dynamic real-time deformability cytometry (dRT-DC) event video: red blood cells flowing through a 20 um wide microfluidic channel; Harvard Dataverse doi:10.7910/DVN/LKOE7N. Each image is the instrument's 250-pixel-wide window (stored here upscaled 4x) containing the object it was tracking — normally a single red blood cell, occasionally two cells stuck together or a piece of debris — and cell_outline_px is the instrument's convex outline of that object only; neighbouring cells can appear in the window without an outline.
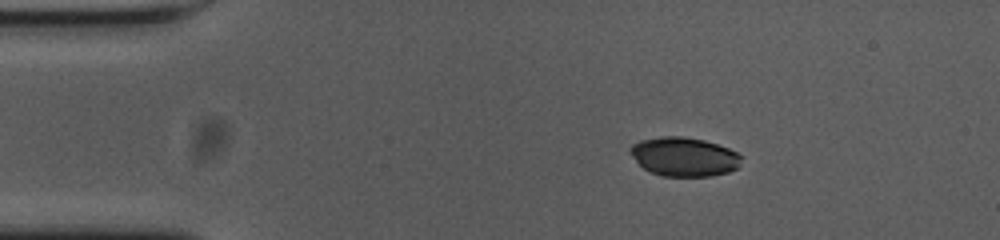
{"species": "common noctule bat (a hibernating species)", "species_latin": "Nyctalus noctula", "temperature_condition": "cold", "stored_images_in_passage": 47, "camera_frame_rate_fps": 3000, "um_per_image_px": 0.085, "animal": {"sex": "female", "body_mass_g": 23.0, "forearm_length_mm": 53.4}, "frame": {"image": 1, "passage_image": 1, "time_ms": 0.0, "image_size_px": [1000, 240], "cell_outline_px": [[740, 164], [736, 168], [728, 172], [712, 176], [664, 176], [652, 172], [644, 168], [632, 156], [628, 148], [632, 144], [640, 140], [664, 136], [684, 136], [704, 140], [728, 148], [736, 152], [740, 156]], "centroid_in_image_um": [58.13, 13.31], "position_along_channel_um": 26.9, "area_um2": 25.09}}
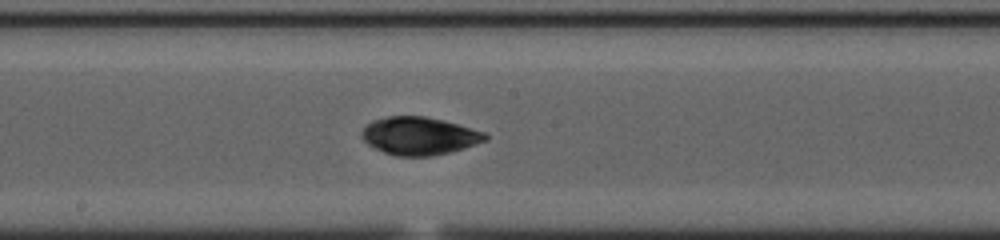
{"frame": {"image": 2, "passage_image": 21, "time_ms": 6.667, "image_size_px": [1000, 240], "cell_outline_px": [[488, 140], [452, 152], [432, 156], [396, 156], [384, 152], [368, 144], [360, 136], [360, 132], [372, 120], [388, 116], [424, 116], [444, 120], [484, 132], [488, 136]], "centroid_in_image_um": [35.64, 11.55], "position_along_channel_um": 212.6, "area_um2": 27.28}}
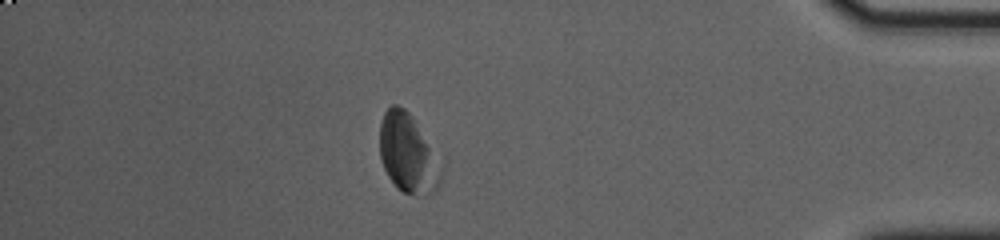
{"frame": {"image": 3, "passage_image": 40, "time_ms": 13.0, "image_size_px": [1000, 240], "cell_outline_px": [[444, 168], [440, 184], [428, 196], [416, 196], [404, 192], [396, 188], [388, 176], [380, 160], [380, 124], [384, 112], [392, 104], [396, 104], [404, 108], [416, 120], [444, 152]], "centroid_in_image_um": [34.81, 13.04], "position_along_channel_um": 400.4, "area_um2": 30.4}, "authors_computed_cell_mechanics": {"area_um2": 27.0504, "velocity_mm_per_s": 3.6626, "shape_relaxation_time_tau1_ms": 1.1516, "shape_relaxation_time_tau2_ms": 7.5559, "deformation_change_tau1": 0.0503, "deformation_change_tau2": 0.0907}}